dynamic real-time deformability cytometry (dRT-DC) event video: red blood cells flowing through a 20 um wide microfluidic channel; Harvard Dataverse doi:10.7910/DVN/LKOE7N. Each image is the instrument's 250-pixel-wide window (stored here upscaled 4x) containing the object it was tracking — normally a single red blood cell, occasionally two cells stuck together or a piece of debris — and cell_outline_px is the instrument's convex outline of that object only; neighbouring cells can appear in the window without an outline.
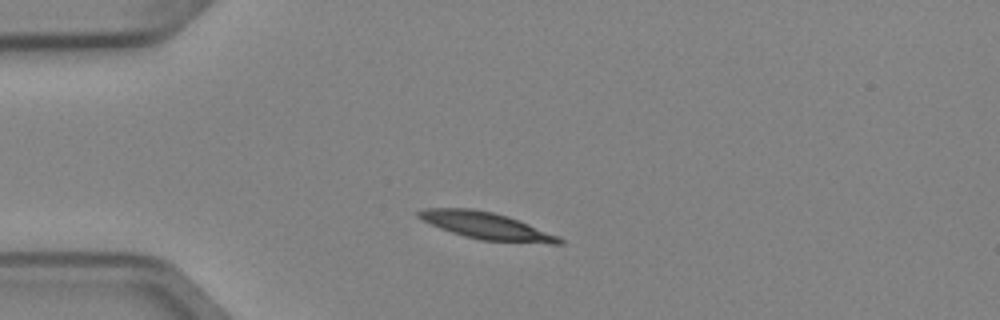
{"species": "Egyptian fruit bat (a non-hibernating species)", "species_latin": "Rousettus aegyptiacus", "temperature_condition": "cold", "stored_images_in_passage": 6, "camera_frame_rate_fps": 3000, "um_per_image_px": 0.085, "animal": {"sex": "female"}, "frame": {"image": 1, "passage_image": 1, "time_ms": 0.0, "image_size_px": [1000, 320], "cell_outline_px": [[564, 244], [548, 244], [480, 240], [464, 236], [440, 228], [416, 216], [416, 212], [424, 208], [472, 208], [492, 212], [508, 216], [560, 236], [564, 240]], "centroid_in_image_um": [41.39, 19.2], "position_along_channel_um": 43.6, "area_um2": 22.2}}
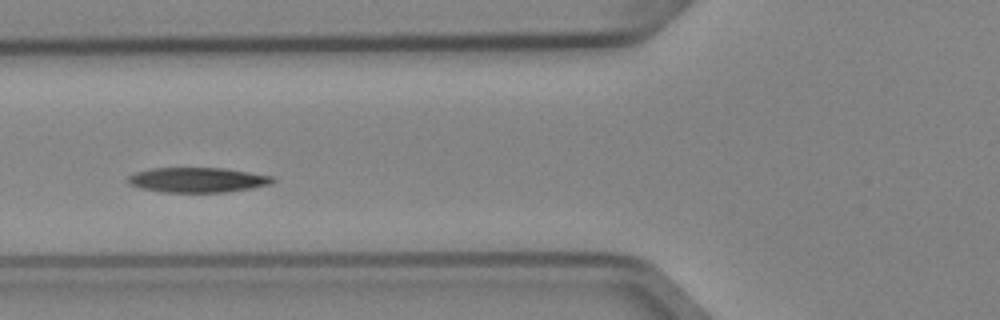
{"frame": {"image": 2, "passage_image": 3, "time_ms": 0.667, "image_size_px": [1000, 320], "cell_outline_px": [[276, 180], [272, 184], [252, 188], [228, 192], [160, 192], [140, 188], [128, 184], [128, 176], [136, 172], [148, 168], [224, 168], [276, 176]], "centroid_in_image_um": [16.82, 15.29], "position_along_channel_um": 109.0, "area_um2": 21.33}}